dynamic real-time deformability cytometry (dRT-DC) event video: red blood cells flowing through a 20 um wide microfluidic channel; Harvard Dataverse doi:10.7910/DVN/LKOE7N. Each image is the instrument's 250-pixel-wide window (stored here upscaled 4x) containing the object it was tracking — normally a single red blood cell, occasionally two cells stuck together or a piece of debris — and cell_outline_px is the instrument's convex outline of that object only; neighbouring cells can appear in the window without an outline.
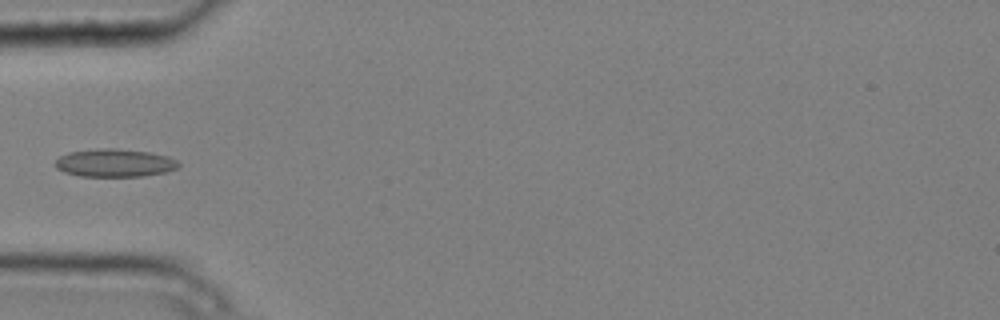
{"species": "common noctule bat (a hibernating species)", "species_latin": "Nyctalus noctula", "temperature_condition": "cold", "stored_images_in_passage": 6, "camera_frame_rate_fps": 3000, "um_per_image_px": 0.085, "animal": {"sex": "male", "body_mass_g": 20.4}, "frame": {"image": 1, "passage_image": 5, "time_ms": 1.333, "image_size_px": [1000, 320], "cell_outline_px": [[180, 164], [176, 168], [164, 172], [140, 176], [80, 176], [64, 172], [56, 168], [56, 160], [60, 156], [68, 152], [100, 148], [116, 148], [152, 152], [168, 156], [176, 160]], "centroid_in_image_um": [9.74, 13.83], "position_along_channel_um": 75.3, "area_um2": 20.06}}
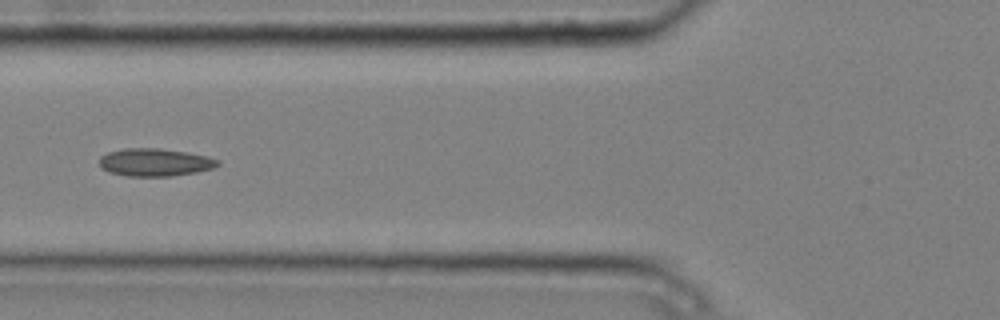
{"frame": {"image": 2, "passage_image": 6, "time_ms": 1.667, "image_size_px": [1000, 320], "cell_outline_px": [[220, 164], [212, 168], [196, 172], [172, 176], [128, 176], [108, 172], [100, 168], [100, 156], [108, 152], [124, 148], [160, 148], [188, 152], [208, 156], [220, 160]], "centroid_in_image_um": [13.16, 13.79], "position_along_channel_um": 112.6, "area_um2": 19.31}}